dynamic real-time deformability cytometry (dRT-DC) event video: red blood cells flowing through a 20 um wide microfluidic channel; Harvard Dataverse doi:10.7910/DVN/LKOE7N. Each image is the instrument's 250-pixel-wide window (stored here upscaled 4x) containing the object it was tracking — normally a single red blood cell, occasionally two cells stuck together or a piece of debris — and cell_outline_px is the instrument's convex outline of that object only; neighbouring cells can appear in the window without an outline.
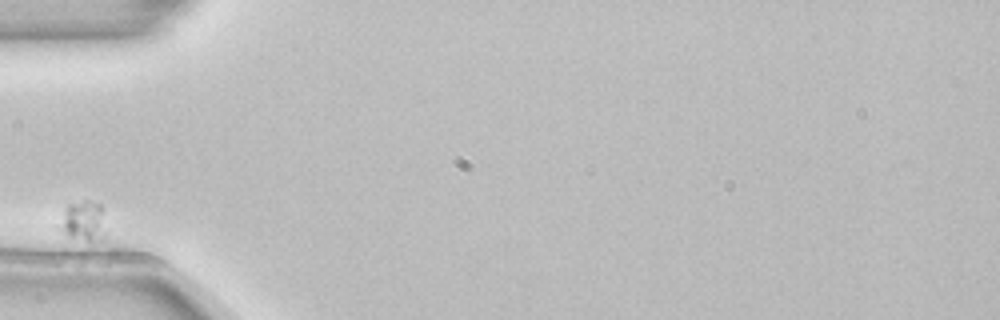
{"species": "common noctule bat (a hibernating species)", "species_latin": "Nyctalus noctula", "temperature_condition": "room temperature", "stored_images_in_passage": 8, "camera_frame_rate_fps": 3000, "um_per_image_px": 0.085, "animal": {"sex": "female", "body_mass_g": 22.7, "forearm_length_mm": 54.2}, "frame": {"image": 1, "passage_image": 1, "time_ms": 0.0, "image_size_px": [1000, 320], "cell_outline_px": [[104, 240], [88, 240], [68, 236], [56, 228], [64, 208], [68, 204], [84, 200], [88, 200], [100, 204], [104, 208]], "centroid_in_image_um": [7.06, 18.76], "position_along_channel_um": 77.9, "area_um2": 11.1}}